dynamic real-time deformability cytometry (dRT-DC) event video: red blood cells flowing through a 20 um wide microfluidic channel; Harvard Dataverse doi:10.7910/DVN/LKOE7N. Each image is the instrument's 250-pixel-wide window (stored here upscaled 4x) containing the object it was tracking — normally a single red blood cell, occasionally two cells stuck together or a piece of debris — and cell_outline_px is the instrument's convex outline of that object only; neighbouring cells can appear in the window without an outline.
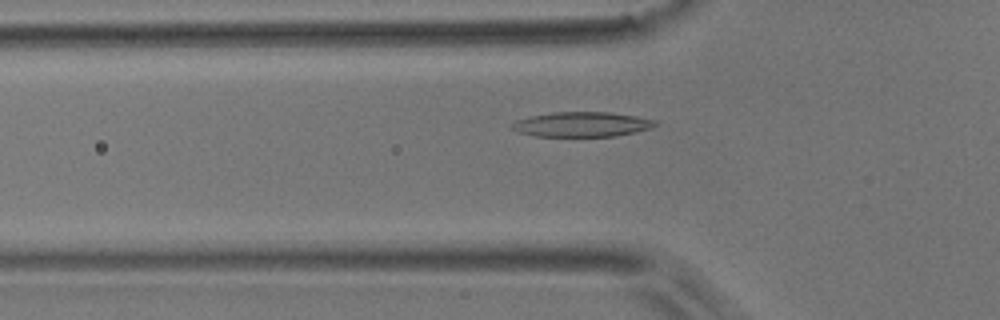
{"species": "common noctule bat (a hibernating species)", "species_latin": "Nyctalus noctula", "temperature_condition": "room temperature", "stored_images_in_passage": 50, "camera_frame_rate_fps": 3000, "um_per_image_px": 0.085, "animal": {"sex": "male", "body_mass_g": 17.9}, "frame": {"image": 1, "passage_image": 15, "time_ms": 4.667, "image_size_px": [1000, 320], "cell_outline_px": [[660, 124], [652, 128], [636, 132], [616, 136], [536, 136], [516, 132], [508, 124], [516, 120], [532, 116], [552, 112], [608, 112], [636, 116], [656, 120]], "centroid_in_image_um": [49.47, 10.57], "position_along_channel_um": 76.3, "area_um2": 20.92}}
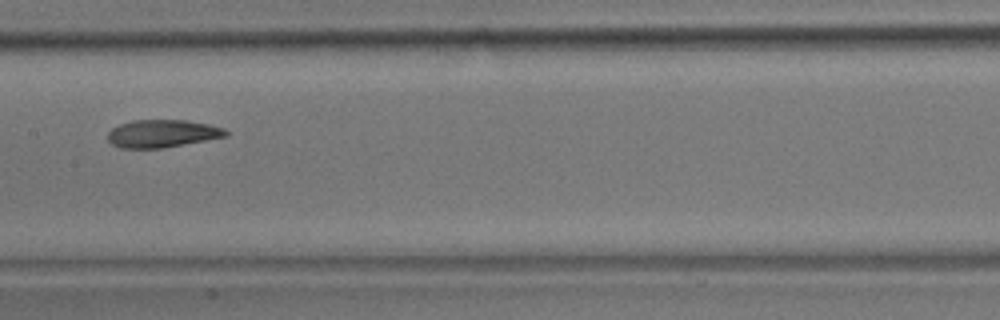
{"frame": {"image": 2, "passage_image": 24, "time_ms": 7.667, "image_size_px": [1000, 320], "cell_outline_px": [[228, 136], [160, 148], [120, 148], [112, 144], [108, 140], [108, 132], [112, 128], [120, 124], [132, 120], [184, 120], [208, 124], [224, 128], [228, 132]], "centroid_in_image_um": [13.77, 11.35], "position_along_channel_um": 193.6, "area_um2": 18.9}}
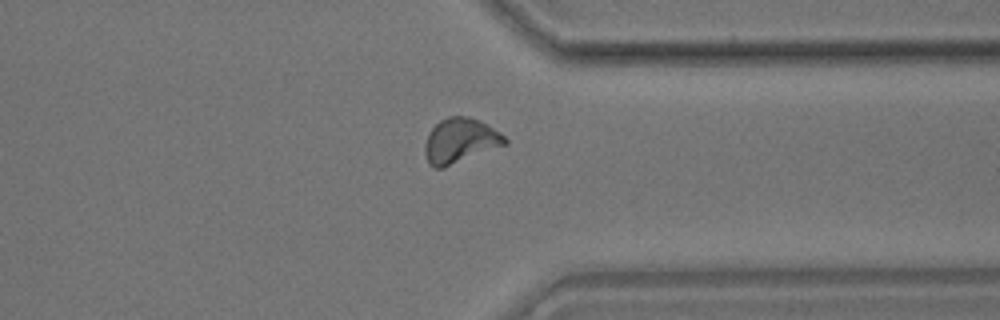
{"frame": {"image": 3, "passage_image": 38, "time_ms": 12.333, "image_size_px": [1000, 320], "cell_outline_px": [[508, 144], [444, 168], [432, 168], [428, 164], [424, 152], [424, 144], [428, 132], [440, 120], [448, 116], [468, 116], [500, 132], [508, 140]], "centroid_in_image_um": [39.08, 11.99], "position_along_channel_um": 372.3, "area_um2": 21.04}, "authors_computed_cell_mechanics": {"area_um2": 19.9121, "velocity_mm_per_s": 3.8791, "shape_relaxation_time_tau1_ms": 7.1291, "shape_relaxation_time_tau2_ms": 3.7008, "deformation_change_tau1": 0.2115, "deformation_change_tau2": 0.0959}}